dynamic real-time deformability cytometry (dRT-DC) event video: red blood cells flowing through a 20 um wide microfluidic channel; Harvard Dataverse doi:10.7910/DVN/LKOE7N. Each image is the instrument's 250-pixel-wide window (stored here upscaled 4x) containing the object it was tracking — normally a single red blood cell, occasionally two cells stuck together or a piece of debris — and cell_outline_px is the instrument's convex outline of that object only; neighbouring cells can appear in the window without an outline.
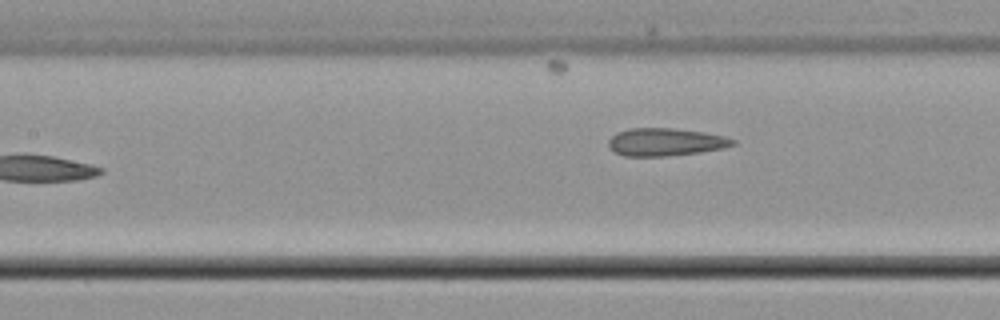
{"species": "common noctule bat (a hibernating species)", "species_latin": "Nyctalus noctula", "temperature_condition": "cold", "stored_images_in_passage": 7, "camera_frame_rate_fps": 3000, "um_per_image_px": 0.085, "animal": {"sex": "male", "body_mass_g": 21.5, "forearm_length_mm": 52.0}, "frame": {"image": 1, "passage_image": 7, "time_ms": 8.333, "image_size_px": [1000, 320], "cell_outline_px": [[736, 144], [724, 148], [700, 152], [664, 156], [624, 156], [608, 148], [608, 140], [616, 132], [628, 128], [676, 128], [704, 132], [724, 136], [736, 140]], "centroid_in_image_um": [56.55, 12.06], "position_along_channel_um": 150.8, "area_um2": 20.23}}